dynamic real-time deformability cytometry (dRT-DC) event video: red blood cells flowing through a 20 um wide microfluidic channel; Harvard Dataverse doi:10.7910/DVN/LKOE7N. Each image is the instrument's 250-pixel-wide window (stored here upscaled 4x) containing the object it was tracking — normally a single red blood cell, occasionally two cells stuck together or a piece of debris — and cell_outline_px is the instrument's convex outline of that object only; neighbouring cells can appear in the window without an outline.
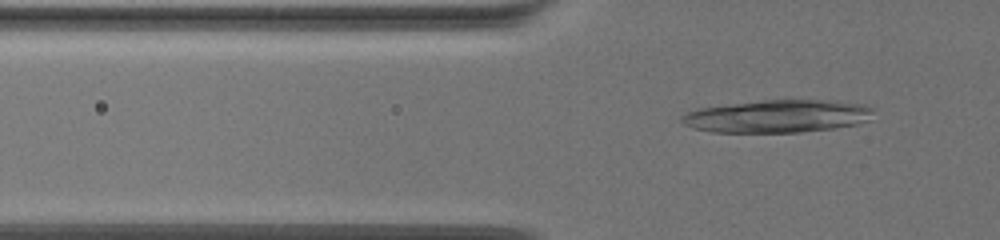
{"species": "common noctule bat (a hibernating species)", "species_latin": "Nyctalus noctula", "temperature_condition": "warm", "stored_images_in_passage": 73, "camera_frame_rate_fps": 3000, "um_per_image_px": 0.085, "animal": {"sex": "female", "body_mass_g": 19.5, "forearm_length_mm": 54.1}, "frame": {"image": 1, "passage_image": 27, "time_ms": 8.667, "image_size_px": [1000, 240], "cell_outline_px": [[872, 120], [856, 124], [832, 128], [800, 132], [712, 132], [692, 128], [684, 124], [680, 120], [680, 116], [688, 112], [700, 108], [760, 100], [836, 100], [864, 104], [872, 108]], "centroid_in_image_um": [66.11, 9.87], "position_along_channel_um": 59.7, "area_um2": 36.65}}